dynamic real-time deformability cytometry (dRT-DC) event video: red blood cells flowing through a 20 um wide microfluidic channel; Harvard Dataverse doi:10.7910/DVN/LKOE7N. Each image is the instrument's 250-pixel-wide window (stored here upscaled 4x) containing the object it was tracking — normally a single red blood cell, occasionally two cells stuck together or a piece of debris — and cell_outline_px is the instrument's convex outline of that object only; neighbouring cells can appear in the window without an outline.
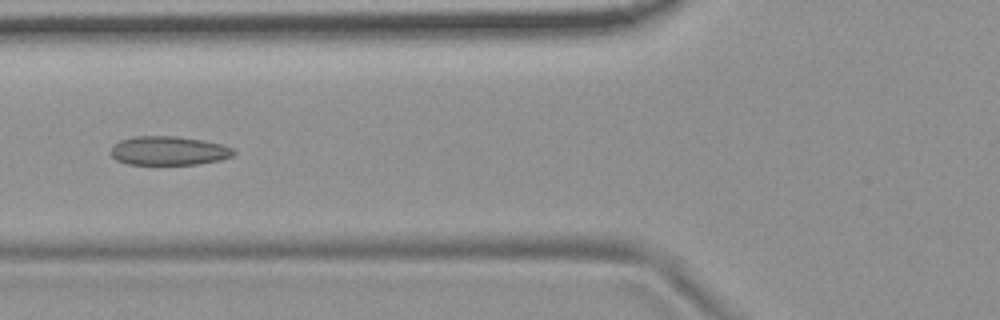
{"species": "common noctule bat (a hibernating species)", "species_latin": "Nyctalus noctula", "temperature_condition": "room temperature", "stored_images_in_passage": 7, "camera_frame_rate_fps": 3000, "um_per_image_px": 0.085, "animal": {"sex": "female", "body_mass_g": 19.9}, "frame": {"image": 1, "passage_image": 7, "time_ms": 2.0, "image_size_px": [1000, 320], "cell_outline_px": [[236, 152], [232, 156], [220, 160], [196, 164], [128, 164], [116, 160], [108, 152], [112, 144], [120, 140], [132, 136], [176, 136], [204, 140], [236, 148]], "centroid_in_image_um": [14.31, 12.8], "position_along_channel_um": 111.5, "area_um2": 20.98}}